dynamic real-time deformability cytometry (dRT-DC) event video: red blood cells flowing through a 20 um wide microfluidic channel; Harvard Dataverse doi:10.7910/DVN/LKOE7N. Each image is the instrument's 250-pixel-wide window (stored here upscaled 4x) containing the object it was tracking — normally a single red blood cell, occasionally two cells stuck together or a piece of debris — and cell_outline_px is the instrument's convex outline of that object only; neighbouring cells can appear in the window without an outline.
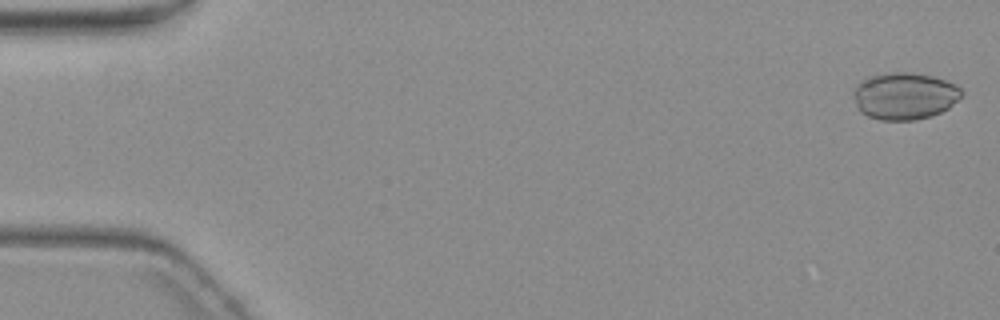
{"species": "common noctule bat (a hibernating species)", "species_latin": "Nyctalus noctula", "temperature_condition": "warm", "stored_images_in_passage": 7, "camera_frame_rate_fps": 3000, "um_per_image_px": 0.085, "animal": {"sex": "female", "body_mass_g": 19.3, "forearm_length_mm": 54.1}, "frame": {"image": 1, "passage_image": 1, "time_ms": 0.0, "image_size_px": [1000, 320], "cell_outline_px": [[964, 92], [948, 108], [932, 116], [916, 120], [880, 120], [868, 116], [860, 112], [856, 108], [852, 96], [852, 92], [856, 84], [864, 76], [888, 72], [908, 72], [932, 76], [956, 84]], "centroid_in_image_um": [76.81, 8.15], "position_along_channel_um": 8.2, "area_um2": 30.11}}